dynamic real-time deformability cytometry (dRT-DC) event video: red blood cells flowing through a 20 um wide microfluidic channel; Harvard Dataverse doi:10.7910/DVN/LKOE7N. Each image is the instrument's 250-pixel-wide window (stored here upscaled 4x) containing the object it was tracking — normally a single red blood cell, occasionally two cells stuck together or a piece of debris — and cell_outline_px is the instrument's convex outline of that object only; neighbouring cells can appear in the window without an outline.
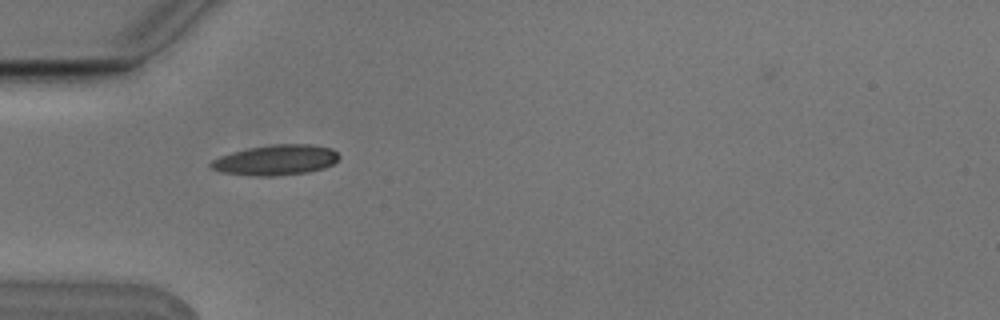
{"species": "Egyptian fruit bat (a non-hibernating species)", "species_latin": "Rousettus aegyptiacus", "temperature_condition": "cold", "stored_images_in_passage": 2, "camera_frame_rate_fps": 3000, "um_per_image_px": 0.085, "animal": {"sex": "male"}, "frame": {"image": 1, "passage_image": 1, "time_ms": 0.0, "image_size_px": [1000, 320], "cell_outline_px": [[340, 156], [332, 164], [324, 168], [308, 172], [272, 176], [260, 176], [220, 172], [212, 168], [208, 164], [212, 160], [220, 156], [232, 152], [248, 148], [272, 144], [312, 144], [332, 148]], "centroid_in_image_um": [23.44, 13.59], "position_along_channel_um": 61.6, "area_um2": 22.6}}